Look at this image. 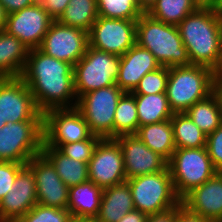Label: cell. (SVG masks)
Segmentation results:
<instances>
[{"mask_svg": "<svg viewBox=\"0 0 222 222\" xmlns=\"http://www.w3.org/2000/svg\"><path fill=\"white\" fill-rule=\"evenodd\" d=\"M157 0H136L143 13H147Z\"/></svg>", "mask_w": 222, "mask_h": 222, "instance_id": "ee69618b", "label": "cell"}, {"mask_svg": "<svg viewBox=\"0 0 222 222\" xmlns=\"http://www.w3.org/2000/svg\"><path fill=\"white\" fill-rule=\"evenodd\" d=\"M54 20L37 2L8 14L5 31L18 38L29 49L39 48Z\"/></svg>", "mask_w": 222, "mask_h": 222, "instance_id": "9a60e30c", "label": "cell"}, {"mask_svg": "<svg viewBox=\"0 0 222 222\" xmlns=\"http://www.w3.org/2000/svg\"><path fill=\"white\" fill-rule=\"evenodd\" d=\"M169 75V68L161 66L153 72L144 75L136 88L130 92L131 94H158L165 93L167 87V80Z\"/></svg>", "mask_w": 222, "mask_h": 222, "instance_id": "836d02e7", "label": "cell"}, {"mask_svg": "<svg viewBox=\"0 0 222 222\" xmlns=\"http://www.w3.org/2000/svg\"><path fill=\"white\" fill-rule=\"evenodd\" d=\"M68 222H88V220L79 219V218H71Z\"/></svg>", "mask_w": 222, "mask_h": 222, "instance_id": "7dc6e473", "label": "cell"}, {"mask_svg": "<svg viewBox=\"0 0 222 222\" xmlns=\"http://www.w3.org/2000/svg\"><path fill=\"white\" fill-rule=\"evenodd\" d=\"M161 65L154 55L135 43L124 55L120 56V67L116 85L124 92H132L141 78Z\"/></svg>", "mask_w": 222, "mask_h": 222, "instance_id": "ffe728a7", "label": "cell"}, {"mask_svg": "<svg viewBox=\"0 0 222 222\" xmlns=\"http://www.w3.org/2000/svg\"><path fill=\"white\" fill-rule=\"evenodd\" d=\"M132 192L127 181L103 190L96 222H118L125 214L134 210Z\"/></svg>", "mask_w": 222, "mask_h": 222, "instance_id": "44dd1931", "label": "cell"}, {"mask_svg": "<svg viewBox=\"0 0 222 222\" xmlns=\"http://www.w3.org/2000/svg\"><path fill=\"white\" fill-rule=\"evenodd\" d=\"M42 147L58 148L62 144L88 139L92 133L76 108L51 109L43 114Z\"/></svg>", "mask_w": 222, "mask_h": 222, "instance_id": "30bf717a", "label": "cell"}, {"mask_svg": "<svg viewBox=\"0 0 222 222\" xmlns=\"http://www.w3.org/2000/svg\"><path fill=\"white\" fill-rule=\"evenodd\" d=\"M200 7H218L220 0H195Z\"/></svg>", "mask_w": 222, "mask_h": 222, "instance_id": "f6af8a7d", "label": "cell"}, {"mask_svg": "<svg viewBox=\"0 0 222 222\" xmlns=\"http://www.w3.org/2000/svg\"><path fill=\"white\" fill-rule=\"evenodd\" d=\"M120 56L88 45L84 56L73 66L77 99L92 90L116 85Z\"/></svg>", "mask_w": 222, "mask_h": 222, "instance_id": "52a82bcc", "label": "cell"}, {"mask_svg": "<svg viewBox=\"0 0 222 222\" xmlns=\"http://www.w3.org/2000/svg\"><path fill=\"white\" fill-rule=\"evenodd\" d=\"M8 14L0 3V31H4L6 27Z\"/></svg>", "mask_w": 222, "mask_h": 222, "instance_id": "bcb514c9", "label": "cell"}, {"mask_svg": "<svg viewBox=\"0 0 222 222\" xmlns=\"http://www.w3.org/2000/svg\"><path fill=\"white\" fill-rule=\"evenodd\" d=\"M167 167L176 195L180 199L218 172L211 162L206 147L176 148Z\"/></svg>", "mask_w": 222, "mask_h": 222, "instance_id": "8992f818", "label": "cell"}, {"mask_svg": "<svg viewBox=\"0 0 222 222\" xmlns=\"http://www.w3.org/2000/svg\"><path fill=\"white\" fill-rule=\"evenodd\" d=\"M206 149L214 167L222 168V124L207 136Z\"/></svg>", "mask_w": 222, "mask_h": 222, "instance_id": "8d00e7d4", "label": "cell"}, {"mask_svg": "<svg viewBox=\"0 0 222 222\" xmlns=\"http://www.w3.org/2000/svg\"><path fill=\"white\" fill-rule=\"evenodd\" d=\"M217 9H218L219 14H220V17H221V19H222V0H220V3H219V5H218Z\"/></svg>", "mask_w": 222, "mask_h": 222, "instance_id": "c3c4849f", "label": "cell"}, {"mask_svg": "<svg viewBox=\"0 0 222 222\" xmlns=\"http://www.w3.org/2000/svg\"><path fill=\"white\" fill-rule=\"evenodd\" d=\"M21 78L43 114L51 109L76 107L77 95L70 63L48 56L39 48L30 49ZM74 97L76 100L71 106Z\"/></svg>", "mask_w": 222, "mask_h": 222, "instance_id": "6da1fadb", "label": "cell"}, {"mask_svg": "<svg viewBox=\"0 0 222 222\" xmlns=\"http://www.w3.org/2000/svg\"><path fill=\"white\" fill-rule=\"evenodd\" d=\"M125 92L117 85L92 90L77 99L76 109L89 131L102 139H114V117L118 100Z\"/></svg>", "mask_w": 222, "mask_h": 222, "instance_id": "9c48e42d", "label": "cell"}, {"mask_svg": "<svg viewBox=\"0 0 222 222\" xmlns=\"http://www.w3.org/2000/svg\"><path fill=\"white\" fill-rule=\"evenodd\" d=\"M185 113L207 136L222 124V109L214 92L195 103Z\"/></svg>", "mask_w": 222, "mask_h": 222, "instance_id": "4316f807", "label": "cell"}, {"mask_svg": "<svg viewBox=\"0 0 222 222\" xmlns=\"http://www.w3.org/2000/svg\"><path fill=\"white\" fill-rule=\"evenodd\" d=\"M199 7L195 0H157L146 14L157 21L177 26Z\"/></svg>", "mask_w": 222, "mask_h": 222, "instance_id": "f546056e", "label": "cell"}, {"mask_svg": "<svg viewBox=\"0 0 222 222\" xmlns=\"http://www.w3.org/2000/svg\"><path fill=\"white\" fill-rule=\"evenodd\" d=\"M139 127L135 97L125 92L118 100L114 117V139L122 135H135Z\"/></svg>", "mask_w": 222, "mask_h": 222, "instance_id": "4dcf8cb0", "label": "cell"}, {"mask_svg": "<svg viewBox=\"0 0 222 222\" xmlns=\"http://www.w3.org/2000/svg\"><path fill=\"white\" fill-rule=\"evenodd\" d=\"M26 166L35 178L37 203L67 209L69 187L62 181L51 162L40 153L31 158Z\"/></svg>", "mask_w": 222, "mask_h": 222, "instance_id": "2e32d148", "label": "cell"}, {"mask_svg": "<svg viewBox=\"0 0 222 222\" xmlns=\"http://www.w3.org/2000/svg\"><path fill=\"white\" fill-rule=\"evenodd\" d=\"M41 153L51 162L69 188L89 180L88 163L71 159L55 147H42Z\"/></svg>", "mask_w": 222, "mask_h": 222, "instance_id": "d4e9b609", "label": "cell"}, {"mask_svg": "<svg viewBox=\"0 0 222 222\" xmlns=\"http://www.w3.org/2000/svg\"><path fill=\"white\" fill-rule=\"evenodd\" d=\"M189 211L213 222H222V175L217 172L181 199Z\"/></svg>", "mask_w": 222, "mask_h": 222, "instance_id": "d6986e66", "label": "cell"}, {"mask_svg": "<svg viewBox=\"0 0 222 222\" xmlns=\"http://www.w3.org/2000/svg\"><path fill=\"white\" fill-rule=\"evenodd\" d=\"M221 42H222V25H221Z\"/></svg>", "mask_w": 222, "mask_h": 222, "instance_id": "f907efd6", "label": "cell"}, {"mask_svg": "<svg viewBox=\"0 0 222 222\" xmlns=\"http://www.w3.org/2000/svg\"><path fill=\"white\" fill-rule=\"evenodd\" d=\"M174 222H213L198 214L189 211L182 203L176 206V215Z\"/></svg>", "mask_w": 222, "mask_h": 222, "instance_id": "f35d334b", "label": "cell"}, {"mask_svg": "<svg viewBox=\"0 0 222 222\" xmlns=\"http://www.w3.org/2000/svg\"><path fill=\"white\" fill-rule=\"evenodd\" d=\"M37 2L38 0H0V3L7 14L20 11L21 9L32 6Z\"/></svg>", "mask_w": 222, "mask_h": 222, "instance_id": "ab89813d", "label": "cell"}, {"mask_svg": "<svg viewBox=\"0 0 222 222\" xmlns=\"http://www.w3.org/2000/svg\"><path fill=\"white\" fill-rule=\"evenodd\" d=\"M216 72L199 65L169 68L166 96L174 113H184L214 92Z\"/></svg>", "mask_w": 222, "mask_h": 222, "instance_id": "277c9868", "label": "cell"}, {"mask_svg": "<svg viewBox=\"0 0 222 222\" xmlns=\"http://www.w3.org/2000/svg\"><path fill=\"white\" fill-rule=\"evenodd\" d=\"M6 124V121H1V110H0V129Z\"/></svg>", "mask_w": 222, "mask_h": 222, "instance_id": "681fc988", "label": "cell"}, {"mask_svg": "<svg viewBox=\"0 0 222 222\" xmlns=\"http://www.w3.org/2000/svg\"><path fill=\"white\" fill-rule=\"evenodd\" d=\"M176 148L206 147L207 135L184 113H174L171 118Z\"/></svg>", "mask_w": 222, "mask_h": 222, "instance_id": "f1b7e54d", "label": "cell"}, {"mask_svg": "<svg viewBox=\"0 0 222 222\" xmlns=\"http://www.w3.org/2000/svg\"><path fill=\"white\" fill-rule=\"evenodd\" d=\"M221 25L216 7H199L177 25L191 65L222 69Z\"/></svg>", "mask_w": 222, "mask_h": 222, "instance_id": "7a4b0ae2", "label": "cell"}, {"mask_svg": "<svg viewBox=\"0 0 222 222\" xmlns=\"http://www.w3.org/2000/svg\"><path fill=\"white\" fill-rule=\"evenodd\" d=\"M88 177L102 190L125 182L123 153L115 139H101L88 163Z\"/></svg>", "mask_w": 222, "mask_h": 222, "instance_id": "4fadbf2b", "label": "cell"}, {"mask_svg": "<svg viewBox=\"0 0 222 222\" xmlns=\"http://www.w3.org/2000/svg\"><path fill=\"white\" fill-rule=\"evenodd\" d=\"M119 143L124 161L126 179L153 174L167 168V161L149 149L136 135H122Z\"/></svg>", "mask_w": 222, "mask_h": 222, "instance_id": "e0dca14e", "label": "cell"}, {"mask_svg": "<svg viewBox=\"0 0 222 222\" xmlns=\"http://www.w3.org/2000/svg\"><path fill=\"white\" fill-rule=\"evenodd\" d=\"M26 164L0 161V201L12 188L17 174Z\"/></svg>", "mask_w": 222, "mask_h": 222, "instance_id": "d590c367", "label": "cell"}, {"mask_svg": "<svg viewBox=\"0 0 222 222\" xmlns=\"http://www.w3.org/2000/svg\"><path fill=\"white\" fill-rule=\"evenodd\" d=\"M102 138L91 135L88 139L60 145L57 149L67 157L89 163L96 145Z\"/></svg>", "mask_w": 222, "mask_h": 222, "instance_id": "e575fe53", "label": "cell"}, {"mask_svg": "<svg viewBox=\"0 0 222 222\" xmlns=\"http://www.w3.org/2000/svg\"><path fill=\"white\" fill-rule=\"evenodd\" d=\"M88 45L87 32L53 21L39 49L48 56L74 66L84 56Z\"/></svg>", "mask_w": 222, "mask_h": 222, "instance_id": "5bb4252c", "label": "cell"}, {"mask_svg": "<svg viewBox=\"0 0 222 222\" xmlns=\"http://www.w3.org/2000/svg\"><path fill=\"white\" fill-rule=\"evenodd\" d=\"M37 204L35 178L25 166L16 176L12 188L0 201V222H16Z\"/></svg>", "mask_w": 222, "mask_h": 222, "instance_id": "ac0fdd59", "label": "cell"}, {"mask_svg": "<svg viewBox=\"0 0 222 222\" xmlns=\"http://www.w3.org/2000/svg\"><path fill=\"white\" fill-rule=\"evenodd\" d=\"M98 15L104 18L138 20L143 14L136 0H97Z\"/></svg>", "mask_w": 222, "mask_h": 222, "instance_id": "1f68e13d", "label": "cell"}, {"mask_svg": "<svg viewBox=\"0 0 222 222\" xmlns=\"http://www.w3.org/2000/svg\"><path fill=\"white\" fill-rule=\"evenodd\" d=\"M136 21L98 16L88 33L89 46L124 55L136 43Z\"/></svg>", "mask_w": 222, "mask_h": 222, "instance_id": "7c38bea8", "label": "cell"}, {"mask_svg": "<svg viewBox=\"0 0 222 222\" xmlns=\"http://www.w3.org/2000/svg\"><path fill=\"white\" fill-rule=\"evenodd\" d=\"M214 93L217 95L222 109V74L216 73L214 77Z\"/></svg>", "mask_w": 222, "mask_h": 222, "instance_id": "7bdbcfd3", "label": "cell"}, {"mask_svg": "<svg viewBox=\"0 0 222 222\" xmlns=\"http://www.w3.org/2000/svg\"><path fill=\"white\" fill-rule=\"evenodd\" d=\"M218 172L222 175V168Z\"/></svg>", "mask_w": 222, "mask_h": 222, "instance_id": "816d5d0a", "label": "cell"}, {"mask_svg": "<svg viewBox=\"0 0 222 222\" xmlns=\"http://www.w3.org/2000/svg\"><path fill=\"white\" fill-rule=\"evenodd\" d=\"M103 190L88 180L69 188L68 210L72 218L94 220L98 215Z\"/></svg>", "mask_w": 222, "mask_h": 222, "instance_id": "7402d4cb", "label": "cell"}, {"mask_svg": "<svg viewBox=\"0 0 222 222\" xmlns=\"http://www.w3.org/2000/svg\"><path fill=\"white\" fill-rule=\"evenodd\" d=\"M136 43L148 49L161 66L191 65L177 26L157 21L146 13L136 21Z\"/></svg>", "mask_w": 222, "mask_h": 222, "instance_id": "3957f363", "label": "cell"}, {"mask_svg": "<svg viewBox=\"0 0 222 222\" xmlns=\"http://www.w3.org/2000/svg\"><path fill=\"white\" fill-rule=\"evenodd\" d=\"M1 121H43L34 97L21 77L0 78Z\"/></svg>", "mask_w": 222, "mask_h": 222, "instance_id": "8fae6325", "label": "cell"}, {"mask_svg": "<svg viewBox=\"0 0 222 222\" xmlns=\"http://www.w3.org/2000/svg\"><path fill=\"white\" fill-rule=\"evenodd\" d=\"M43 121L6 122L0 129V161L27 164L41 153Z\"/></svg>", "mask_w": 222, "mask_h": 222, "instance_id": "ba28073f", "label": "cell"}, {"mask_svg": "<svg viewBox=\"0 0 222 222\" xmlns=\"http://www.w3.org/2000/svg\"><path fill=\"white\" fill-rule=\"evenodd\" d=\"M176 215V207L158 214H150L146 222H174Z\"/></svg>", "mask_w": 222, "mask_h": 222, "instance_id": "60d3db41", "label": "cell"}, {"mask_svg": "<svg viewBox=\"0 0 222 222\" xmlns=\"http://www.w3.org/2000/svg\"><path fill=\"white\" fill-rule=\"evenodd\" d=\"M149 149L167 162L176 149L171 119L139 126L135 134Z\"/></svg>", "mask_w": 222, "mask_h": 222, "instance_id": "cb8c5ba5", "label": "cell"}, {"mask_svg": "<svg viewBox=\"0 0 222 222\" xmlns=\"http://www.w3.org/2000/svg\"><path fill=\"white\" fill-rule=\"evenodd\" d=\"M134 208L147 215L168 211L181 203L176 195L169 168L165 170L130 178Z\"/></svg>", "mask_w": 222, "mask_h": 222, "instance_id": "5b68a950", "label": "cell"}, {"mask_svg": "<svg viewBox=\"0 0 222 222\" xmlns=\"http://www.w3.org/2000/svg\"><path fill=\"white\" fill-rule=\"evenodd\" d=\"M147 217V214L134 209L125 214L118 222H146Z\"/></svg>", "mask_w": 222, "mask_h": 222, "instance_id": "b9f144b4", "label": "cell"}, {"mask_svg": "<svg viewBox=\"0 0 222 222\" xmlns=\"http://www.w3.org/2000/svg\"><path fill=\"white\" fill-rule=\"evenodd\" d=\"M70 0H38V3L48 12L49 16L57 21L65 11Z\"/></svg>", "mask_w": 222, "mask_h": 222, "instance_id": "74e56055", "label": "cell"}, {"mask_svg": "<svg viewBox=\"0 0 222 222\" xmlns=\"http://www.w3.org/2000/svg\"><path fill=\"white\" fill-rule=\"evenodd\" d=\"M135 97L139 126L159 123L172 118L166 93L132 94Z\"/></svg>", "mask_w": 222, "mask_h": 222, "instance_id": "484cf974", "label": "cell"}, {"mask_svg": "<svg viewBox=\"0 0 222 222\" xmlns=\"http://www.w3.org/2000/svg\"><path fill=\"white\" fill-rule=\"evenodd\" d=\"M29 48L18 38L0 31V78L21 77L27 63Z\"/></svg>", "mask_w": 222, "mask_h": 222, "instance_id": "603a6c76", "label": "cell"}, {"mask_svg": "<svg viewBox=\"0 0 222 222\" xmlns=\"http://www.w3.org/2000/svg\"><path fill=\"white\" fill-rule=\"evenodd\" d=\"M72 218L68 209L47 207L36 204L16 222H68Z\"/></svg>", "mask_w": 222, "mask_h": 222, "instance_id": "d6a6232c", "label": "cell"}, {"mask_svg": "<svg viewBox=\"0 0 222 222\" xmlns=\"http://www.w3.org/2000/svg\"><path fill=\"white\" fill-rule=\"evenodd\" d=\"M98 16L97 0H70L57 21L89 33Z\"/></svg>", "mask_w": 222, "mask_h": 222, "instance_id": "83f0119b", "label": "cell"}]
</instances>
